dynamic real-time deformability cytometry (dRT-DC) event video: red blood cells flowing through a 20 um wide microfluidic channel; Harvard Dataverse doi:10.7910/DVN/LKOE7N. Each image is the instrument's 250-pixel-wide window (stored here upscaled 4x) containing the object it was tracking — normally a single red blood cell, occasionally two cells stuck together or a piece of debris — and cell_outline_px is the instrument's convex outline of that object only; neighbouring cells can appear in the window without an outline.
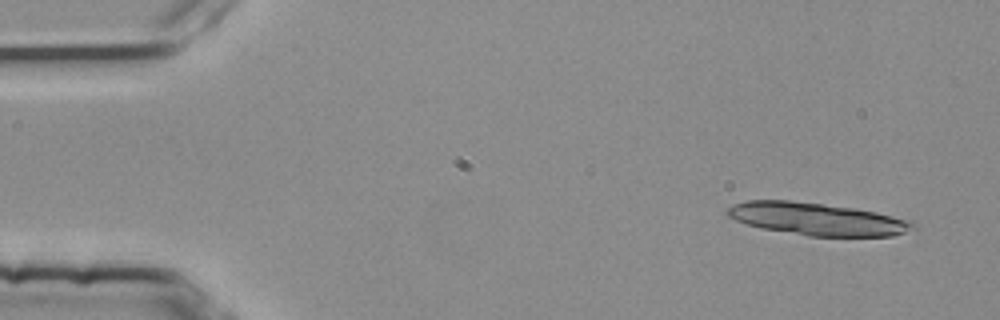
{"species": "common noctule bat (a hibernating species)", "species_latin": "Nyctalus noctula", "temperature_condition": "room temperature", "stored_images_in_passage": 3, "camera_frame_rate_fps": 3000, "um_per_image_px": 0.085, "animal": {"sex": "female", "body_mass_g": 25.1}, "frame": {"image": 1, "passage_image": 3, "time_ms": 0.667, "image_size_px": [1000, 320], "cell_outline_px": [[916, 228], [892, 236], [808, 236], [760, 228], [724, 216], [724, 212], [732, 204], [748, 200], [788, 200], [852, 208], [876, 212], [912, 220], [916, 224]], "centroid_in_image_um": [69.42, 18.62], "position_along_channel_um": 15.6, "area_um2": 35.14}}